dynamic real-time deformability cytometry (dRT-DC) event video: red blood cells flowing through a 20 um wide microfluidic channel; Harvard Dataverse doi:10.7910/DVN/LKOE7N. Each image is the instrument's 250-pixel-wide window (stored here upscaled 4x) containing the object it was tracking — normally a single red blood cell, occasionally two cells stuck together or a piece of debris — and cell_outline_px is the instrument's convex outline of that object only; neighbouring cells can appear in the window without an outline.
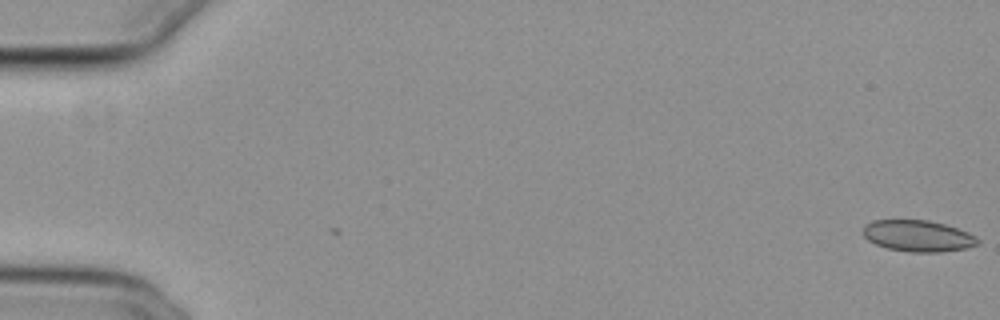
{"species": "common noctule bat (a hibernating species)", "species_latin": "Nyctalus noctula", "temperature_condition": "cold", "stored_images_in_passage": 3, "camera_frame_rate_fps": 3000, "um_per_image_px": 0.085, "animal": {"sex": "female", "body_mass_g": 29.2, "forearm_length_mm": 56.3}, "frame": {"image": 1, "passage_image": 3, "time_ms": 0.667, "image_size_px": [1000, 320], "cell_outline_px": [[980, 244], [968, 248], [940, 252], [908, 252], [888, 248], [876, 244], [868, 240], [860, 232], [864, 224], [872, 220], [928, 220], [944, 224], [968, 232], [976, 236], [980, 240]], "centroid_in_image_um": [78.01, 20.05], "position_along_channel_um": 7.0, "area_um2": 21.21}}